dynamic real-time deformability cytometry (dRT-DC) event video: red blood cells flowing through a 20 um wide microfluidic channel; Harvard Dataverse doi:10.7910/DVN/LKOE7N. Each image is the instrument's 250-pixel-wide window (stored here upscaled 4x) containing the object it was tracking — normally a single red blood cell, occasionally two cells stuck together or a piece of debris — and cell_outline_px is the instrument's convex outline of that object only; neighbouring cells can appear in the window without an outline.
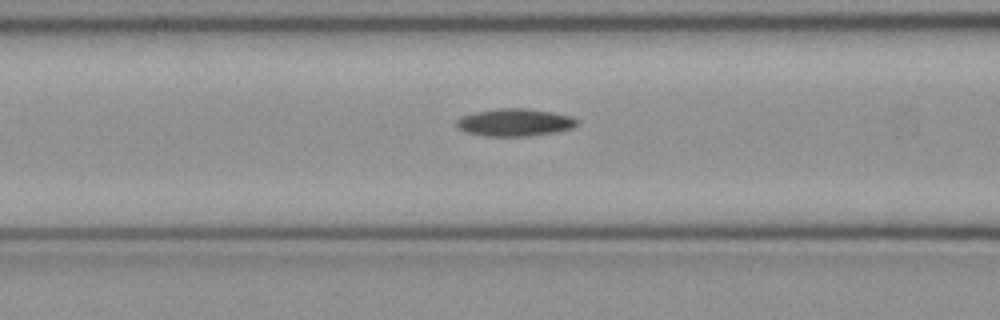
{"species": "common noctule bat (a hibernating species)", "species_latin": "Nyctalus noctula", "temperature_condition": "cold", "stored_images_in_passage": 38, "camera_frame_rate_fps": 3000, "um_per_image_px": 0.085, "animal": {"sex": "female", "body_mass_g": 21.9}, "frame": {"image": 1, "passage_image": 20, "time_ms": 6.333, "image_size_px": [1000, 320], "cell_outline_px": [[576, 124], [572, 128], [556, 132], [528, 136], [484, 136], [464, 132], [456, 124], [456, 120], [460, 116], [476, 112], [500, 108], [524, 108], [552, 112], [572, 116], [576, 120]], "centroid_in_image_um": [43.73, 10.41], "position_along_channel_um": 122.9, "area_um2": 19.25}}
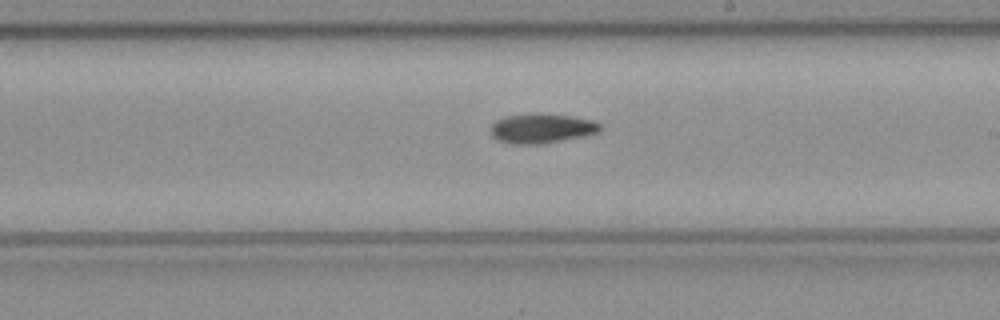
{"frame": {"image": 2, "passage_image": 29, "time_ms": 9.333, "image_size_px": [1000, 320], "cell_outline_px": [[600, 132], [584, 136], [544, 144], [512, 144], [496, 140], [492, 136], [488, 128], [496, 120], [504, 116], [572, 116], [592, 120], [600, 124]], "centroid_in_image_um": [46.01, 10.97], "position_along_channel_um": 243.0, "area_um2": 18.38}}
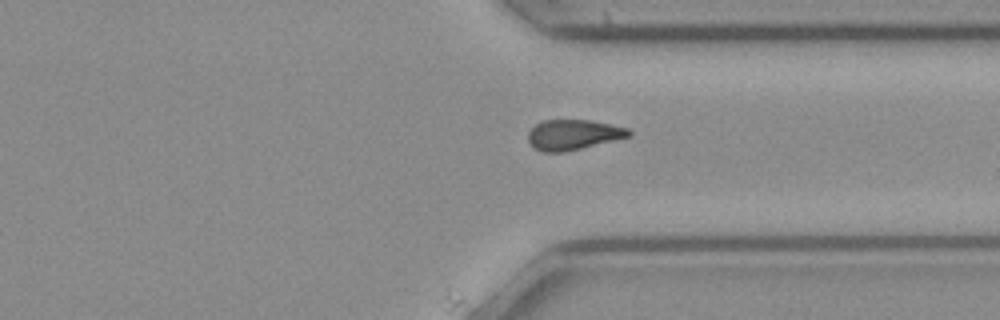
{"frame": {"image": 3, "passage_image": 38, "time_ms": 12.333, "image_size_px": [1000, 320], "cell_outline_px": [[632, 136], [564, 152], [544, 152], [536, 148], [528, 140], [528, 132], [536, 124], [544, 120], [588, 120], [628, 128], [632, 132]], "centroid_in_image_um": [48.74, 11.45], "position_along_channel_um": 362.7, "area_um2": 17.51}}